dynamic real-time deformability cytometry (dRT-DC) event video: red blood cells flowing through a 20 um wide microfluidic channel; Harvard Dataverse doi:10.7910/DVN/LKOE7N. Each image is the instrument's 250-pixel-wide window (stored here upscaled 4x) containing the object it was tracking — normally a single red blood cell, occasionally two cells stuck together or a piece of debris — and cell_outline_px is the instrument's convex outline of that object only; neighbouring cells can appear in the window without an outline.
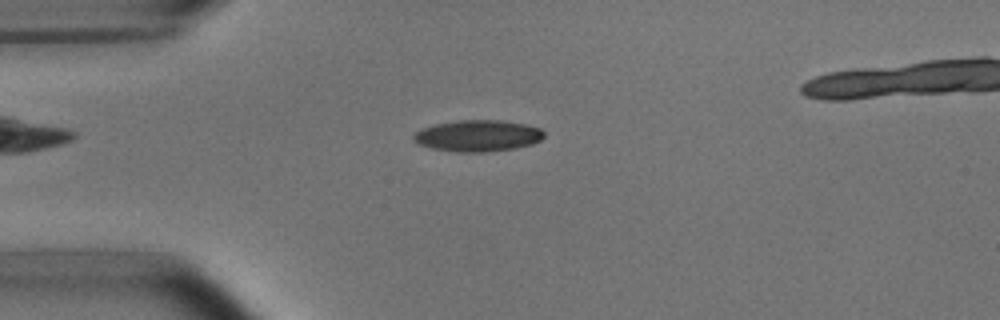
{"species": "common noctule bat (a hibernating species)", "species_latin": "Nyctalus noctula", "temperature_condition": "room temperature", "stored_images_in_passage": 48, "camera_frame_rate_fps": 3000, "um_per_image_px": 0.085, "animal": {"sex": "male", "body_mass_g": 15.6}, "frame": {"image": 1, "passage_image": 12, "time_ms": 3.667, "image_size_px": [1000, 320], "cell_outline_px": [[544, 136], [540, 140], [532, 144], [516, 148], [488, 152], [456, 152], [432, 148], [420, 144], [412, 140], [412, 136], [416, 132], [424, 128], [436, 124], [460, 120], [500, 120], [524, 124], [540, 128], [544, 132]], "centroid_in_image_um": [40.63, 11.55], "position_along_channel_um": 44.4, "area_um2": 23.81}}
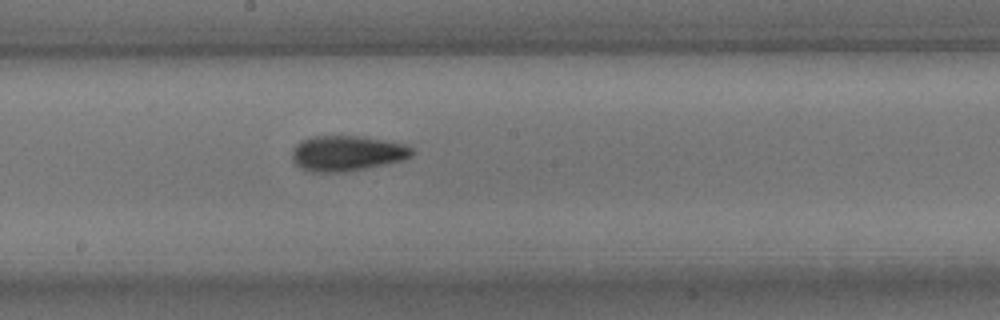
{"frame": {"image": 2, "passage_image": 27, "time_ms": 8.667, "image_size_px": [1000, 320], "cell_outline_px": [[416, 152], [412, 156], [404, 160], [384, 164], [336, 172], [312, 172], [296, 164], [292, 160], [292, 148], [300, 140], [312, 136], [364, 136], [404, 144], [412, 148]], "centroid_in_image_um": [29.49, 13.0], "position_along_channel_um": 218.7, "area_um2": 24.57}}
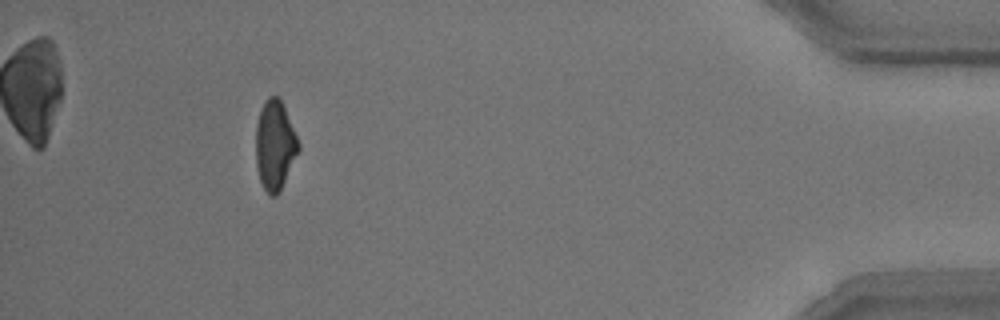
{"frame": {"image": 3, "passage_image": 47, "time_ms": 15.333, "image_size_px": [1000, 320], "cell_outline_px": [[300, 148], [280, 192], [276, 196], [272, 196], [264, 188], [260, 180], [256, 164], [256, 124], [264, 100], [268, 96], [276, 96], [280, 100], [284, 108], [300, 144]], "centroid_in_image_um": [23.36, 12.36], "position_along_channel_um": 411.8, "area_um2": 21.96}}